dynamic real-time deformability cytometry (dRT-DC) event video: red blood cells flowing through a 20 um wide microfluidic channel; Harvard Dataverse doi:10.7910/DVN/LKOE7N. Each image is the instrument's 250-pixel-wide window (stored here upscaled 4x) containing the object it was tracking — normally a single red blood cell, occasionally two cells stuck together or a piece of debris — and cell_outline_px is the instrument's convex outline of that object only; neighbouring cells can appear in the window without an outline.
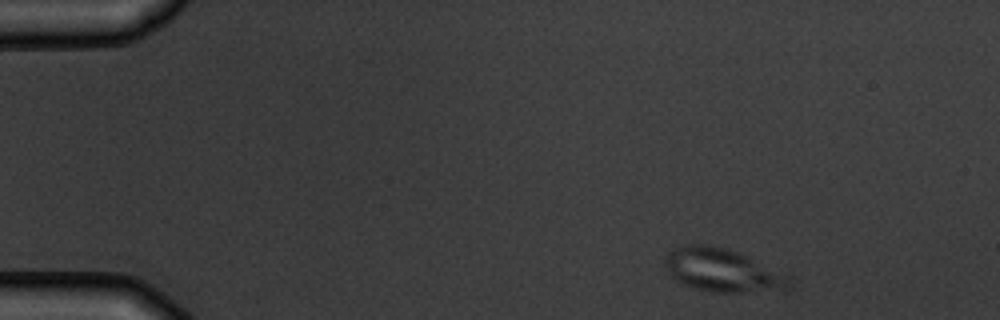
{"species": "common noctule bat (a hibernating species)", "species_latin": "Nyctalus noctula", "temperature_condition": "warm", "stored_images_in_passage": 5, "camera_frame_rate_fps": 3000, "um_per_image_px": 0.085, "animal": {"sex": "male", "body_mass_g": 19.5, "forearm_length_mm": 54.6}, "frame": {"image": 1, "passage_image": 1, "time_ms": 0.0, "image_size_px": [1000, 320], "cell_outline_px": [[792, 288], [788, 292], [712, 292], [692, 288], [680, 284], [672, 276], [664, 264], [664, 256], [672, 248], [688, 244], [708, 244], [728, 248], [740, 252], [792, 276]], "centroid_in_image_um": [61.5, 22.99], "position_along_channel_um": 23.5, "area_um2": 32.54}}